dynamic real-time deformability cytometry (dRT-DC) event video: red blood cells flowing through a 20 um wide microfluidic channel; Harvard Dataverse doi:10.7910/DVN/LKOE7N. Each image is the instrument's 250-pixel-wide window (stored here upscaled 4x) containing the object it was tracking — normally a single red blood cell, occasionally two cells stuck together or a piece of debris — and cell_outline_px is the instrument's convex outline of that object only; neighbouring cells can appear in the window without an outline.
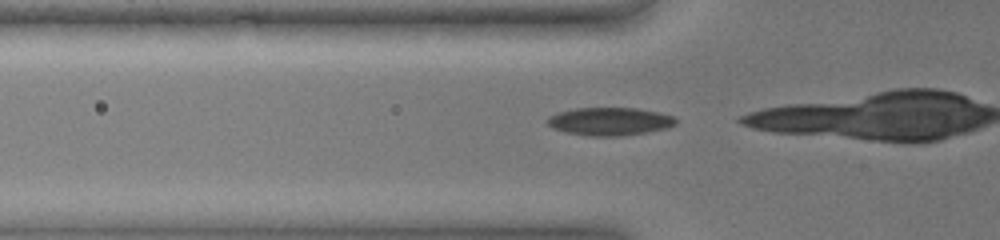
{"species": "common noctule bat (a hibernating species)", "species_latin": "Nyctalus noctula", "temperature_condition": "warm", "stored_images_in_passage": 6, "camera_frame_rate_fps": 3000, "um_per_image_px": 0.085, "animal": {"sex": "female", "body_mass_g": 19.0, "forearm_length_mm": 51.5}, "frame": {"image": 1, "passage_image": 2, "time_ms": 0.333, "image_size_px": [1000, 240], "cell_outline_px": [[676, 124], [664, 128], [624, 136], [588, 136], [564, 132], [552, 128], [548, 124], [548, 116], [560, 112], [576, 108], [636, 108], [656, 112], [672, 116], [676, 120]], "centroid_in_image_um": [51.78, 10.32], "position_along_channel_um": 74.0, "area_um2": 20.69}}